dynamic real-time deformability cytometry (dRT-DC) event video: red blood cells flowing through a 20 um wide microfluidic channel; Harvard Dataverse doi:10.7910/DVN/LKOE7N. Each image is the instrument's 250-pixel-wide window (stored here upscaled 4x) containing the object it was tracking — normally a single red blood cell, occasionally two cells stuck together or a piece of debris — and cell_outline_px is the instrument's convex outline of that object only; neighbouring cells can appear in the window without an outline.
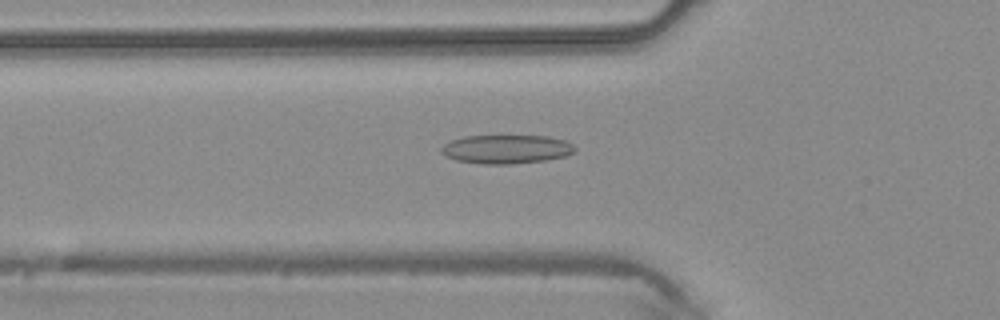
{"species": "common noctule bat (a hibernating species)", "species_latin": "Nyctalus noctula", "temperature_condition": "warm", "stored_images_in_passage": 45, "camera_frame_rate_fps": 3000, "um_per_image_px": 0.085, "animal": {"sex": "male", "body_mass_g": 20.4}, "frame": {"image": 1, "passage_image": 16, "time_ms": 5.0, "image_size_px": [1000, 320], "cell_outline_px": [[576, 148], [572, 152], [564, 156], [548, 160], [512, 164], [480, 164], [456, 160], [444, 156], [440, 152], [440, 148], [444, 144], [452, 140], [464, 136], [548, 136], [564, 140], [572, 144]], "centroid_in_image_um": [43.0, 12.69], "position_along_channel_um": 82.8, "area_um2": 22.48}}
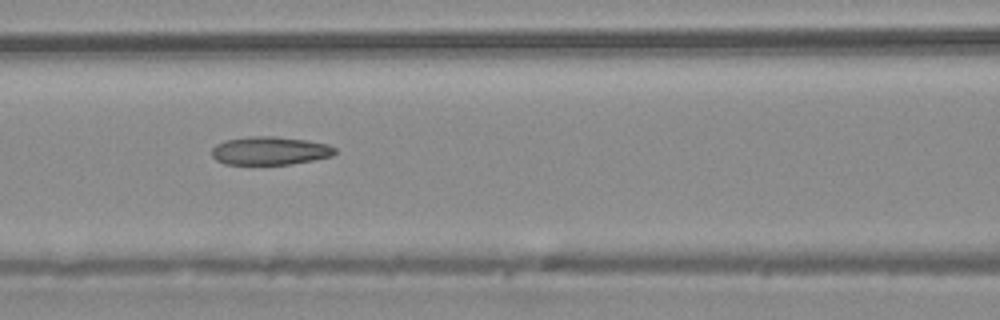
{"frame": {"image": 2, "passage_image": 20, "time_ms": 6.333, "image_size_px": [1000, 320], "cell_outline_px": [[336, 152], [332, 156], [292, 164], [224, 164], [216, 160], [212, 156], [212, 148], [216, 144], [224, 140], [252, 136], [276, 136], [304, 140], [328, 144], [336, 148]], "centroid_in_image_um": [22.93, 12.81], "position_along_channel_um": 143.7, "area_um2": 20.29}}
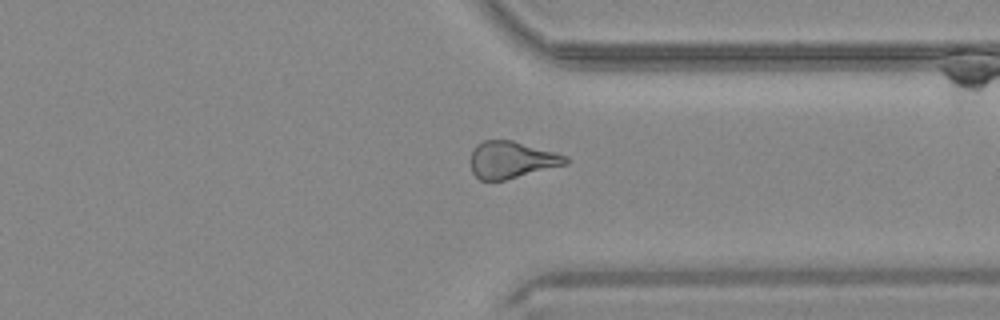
{"frame": {"image": 3, "passage_image": 35, "time_ms": 11.333, "image_size_px": [1000, 320], "cell_outline_px": [[568, 164], [504, 180], [480, 180], [472, 172], [468, 160], [472, 148], [476, 144], [484, 140], [512, 140], [556, 152], [568, 156]], "centroid_in_image_um": [43.44, 13.57], "position_along_channel_um": 368.0, "area_um2": 20.75}}